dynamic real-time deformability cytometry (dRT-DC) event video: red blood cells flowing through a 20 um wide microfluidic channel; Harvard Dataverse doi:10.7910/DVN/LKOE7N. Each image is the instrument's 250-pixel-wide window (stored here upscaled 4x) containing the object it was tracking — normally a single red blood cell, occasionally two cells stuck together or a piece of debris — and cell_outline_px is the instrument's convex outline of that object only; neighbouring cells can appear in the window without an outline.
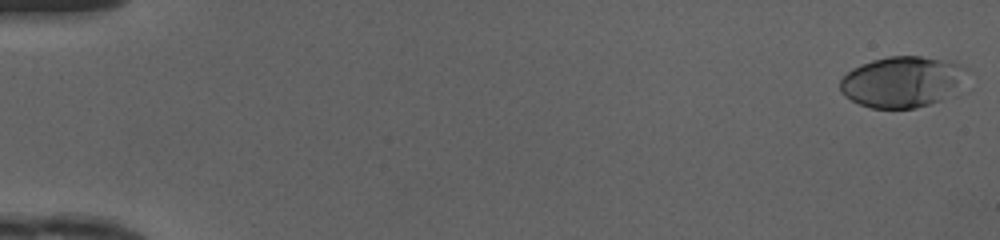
{"species": "human", "species_latin": "Homo sapiens", "temperature_condition": "cold", "stored_images_in_passage": 49, "camera_frame_rate_fps": 3000, "um_per_image_px": 0.085, "donor": {"sex": "female"}, "frame": {"image": 1, "passage_image": 1, "time_ms": 0.0, "image_size_px": [1000, 240], "cell_outline_px": [[968, 68], [940, 100], [916, 108], [872, 108], [860, 104], [844, 96], [840, 92], [840, 80], [852, 68], [860, 64], [872, 60], [888, 56], [920, 56], [940, 60], [956, 64]], "centroid_in_image_um": [76.51, 6.95], "position_along_channel_um": 8.5, "area_um2": 36.3}}
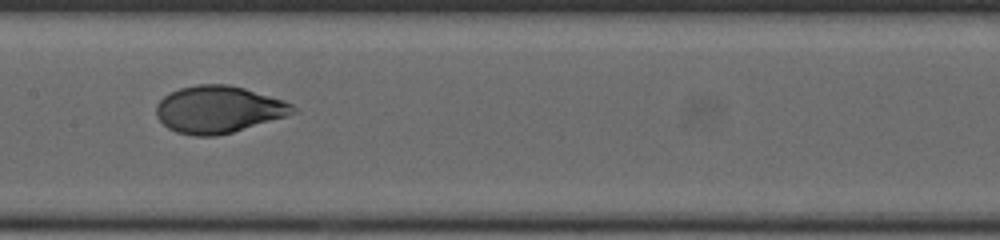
{"frame": {"image": 2, "passage_image": 26, "time_ms": 8.333, "image_size_px": [1000, 240], "cell_outline_px": [[300, 112], [232, 132], [216, 136], [192, 136], [176, 132], [168, 128], [156, 116], [156, 104], [164, 96], [180, 88], [196, 84], [228, 84], [244, 88], [284, 100], [292, 104]], "centroid_in_image_um": [18.58, 9.3], "position_along_channel_um": 188.8, "area_um2": 37.57}}
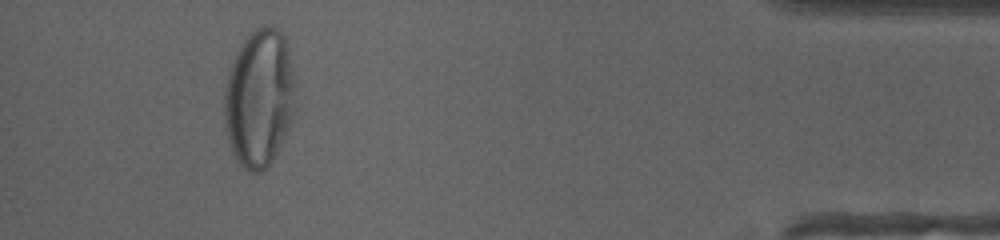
{"frame": {"image": 3, "passage_image": 46, "time_ms": 15.0, "image_size_px": [1000, 240], "cell_outline_px": [[292, 116], [288, 128], [272, 160], [260, 172], [252, 172], [244, 168], [236, 160], [232, 152], [228, 140], [224, 124], [224, 84], [228, 72], [236, 52], [240, 44], [260, 24], [268, 24], [276, 28], [284, 36], [288, 48], [292, 76]], "centroid_in_image_um": [21.97, 8.32], "position_along_channel_um": 413.2, "area_um2": 56.47}, "authors_computed_cell_mechanics": {"area_um2": 37.2232, "velocity_mm_per_s": 4.1824, "shape_relaxation_time_tau1_ms": 3.4295, "shape_relaxation_time_tau2_ms": null, "deformation_change_tau1": 0.2023, "deformation_change_tau2": null}}